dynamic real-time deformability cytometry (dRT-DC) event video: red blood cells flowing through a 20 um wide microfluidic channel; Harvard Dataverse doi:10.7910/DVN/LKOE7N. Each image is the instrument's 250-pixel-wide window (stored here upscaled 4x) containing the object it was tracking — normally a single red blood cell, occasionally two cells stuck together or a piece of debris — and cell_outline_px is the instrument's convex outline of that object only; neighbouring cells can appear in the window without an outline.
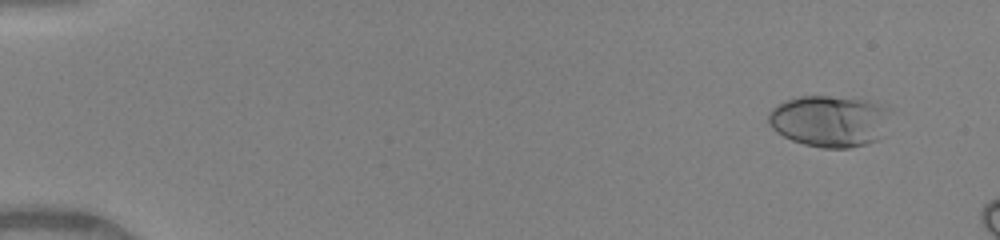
{"species": "human", "species_latin": "Homo sapiens", "temperature_condition": "warm", "stored_images_in_passage": 13, "camera_frame_rate_fps": 3000, "um_per_image_px": 0.085, "donor": {"sex": "female"}, "frame": {"image": 1, "passage_image": 4, "time_ms": 1.0, "image_size_px": [1000, 240], "cell_outline_px": [[892, 108], [880, 140], [848, 148], [824, 148], [804, 144], [792, 140], [776, 132], [768, 124], [768, 112], [776, 104], [784, 100], [800, 96], [828, 96], [868, 100]], "centroid_in_image_um": [70.5, 10.28], "position_along_channel_um": 14.5, "area_um2": 36.99}}